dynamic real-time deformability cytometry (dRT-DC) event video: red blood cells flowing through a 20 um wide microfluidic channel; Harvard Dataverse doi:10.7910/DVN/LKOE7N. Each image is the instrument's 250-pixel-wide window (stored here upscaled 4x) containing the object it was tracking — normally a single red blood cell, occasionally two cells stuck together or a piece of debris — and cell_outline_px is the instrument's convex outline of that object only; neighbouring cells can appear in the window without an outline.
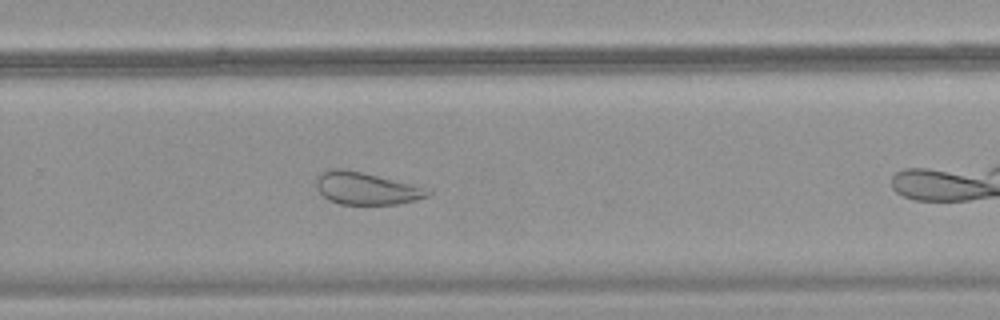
{"species": "common noctule bat (a hibernating species)", "species_latin": "Nyctalus noctula", "temperature_condition": "warm", "stored_images_in_passage": 30, "camera_frame_rate_fps": 3000, "um_per_image_px": 0.085, "animal": {"sex": "female", "body_mass_g": 18.4}, "frame": {"image": 1, "passage_image": 22, "time_ms": 7.0, "image_size_px": [1000, 320], "cell_outline_px": [[432, 192], [428, 196], [416, 200], [400, 204], [340, 204], [328, 200], [316, 188], [316, 180], [320, 172], [332, 168], [340, 168], [364, 172], [432, 188]], "centroid_in_image_um": [31.18, 16.0], "position_along_channel_um": 298.6, "area_um2": 21.44}}